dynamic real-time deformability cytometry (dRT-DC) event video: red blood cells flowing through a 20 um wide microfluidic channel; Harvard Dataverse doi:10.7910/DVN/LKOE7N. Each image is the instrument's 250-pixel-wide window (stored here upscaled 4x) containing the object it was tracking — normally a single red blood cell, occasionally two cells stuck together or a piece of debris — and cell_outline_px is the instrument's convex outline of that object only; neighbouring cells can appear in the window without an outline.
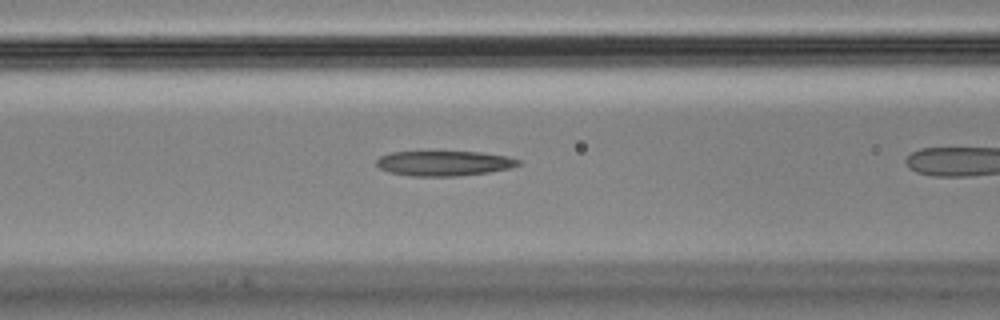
{"species": "Egyptian fruit bat (a non-hibernating species)", "species_latin": "Rousettus aegyptiacus", "temperature_condition": "cold", "stored_images_in_passage": 30, "camera_frame_rate_fps": 3000, "um_per_image_px": 0.085, "animal": {"sex": "male"}, "frame": {"image": 1, "passage_image": 9, "time_ms": 2.667, "image_size_px": [1000, 320], "cell_outline_px": [[524, 164], [508, 168], [488, 172], [456, 176], [412, 176], [388, 172], [380, 168], [376, 164], [376, 160], [380, 156], [392, 152], [480, 152], [508, 156], [520, 160]], "centroid_in_image_um": [37.76, 13.88], "position_along_channel_um": 128.8, "area_um2": 20.63}}
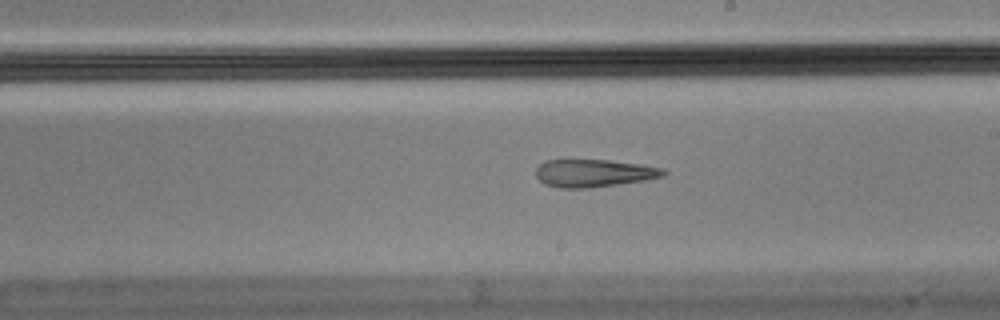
{"frame": {"image": 2, "passage_image": 18, "time_ms": 5.667, "image_size_px": [1000, 320], "cell_outline_px": [[668, 172], [664, 176], [644, 180], [588, 188], [560, 188], [544, 184], [536, 176], [536, 168], [544, 160], [608, 160], [640, 164], [664, 168]], "centroid_in_image_um": [50.47, 14.71], "position_along_channel_um": 238.5, "area_um2": 20.52}}